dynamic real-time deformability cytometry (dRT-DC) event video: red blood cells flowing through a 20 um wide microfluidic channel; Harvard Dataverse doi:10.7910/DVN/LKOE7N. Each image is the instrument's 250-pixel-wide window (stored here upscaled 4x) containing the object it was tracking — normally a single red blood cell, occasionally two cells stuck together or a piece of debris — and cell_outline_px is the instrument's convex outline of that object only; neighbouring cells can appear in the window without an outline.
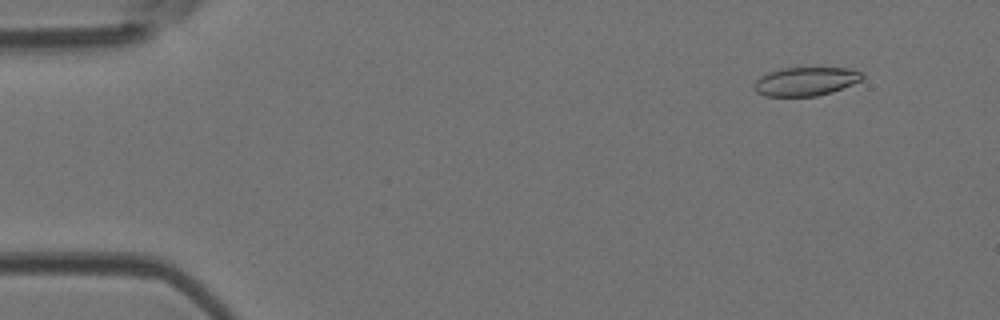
{"species": "Egyptian fruit bat (a non-hibernating species)", "species_latin": "Rousettus aegyptiacus", "temperature_condition": "room temperature", "stored_images_in_passage": 49, "camera_frame_rate_fps": 3000, "um_per_image_px": 0.085, "animal": {"sex": "female"}, "frame": {"image": 1, "passage_image": 5, "time_ms": 1.333, "image_size_px": [1000, 320], "cell_outline_px": [[864, 76], [860, 80], [852, 84], [832, 92], [816, 96], [764, 96], [756, 92], [756, 80], [760, 76], [768, 72], [780, 68], [848, 68], [860, 72]], "centroid_in_image_um": [68.47, 6.92], "position_along_channel_um": 16.5, "area_um2": 17.86}}
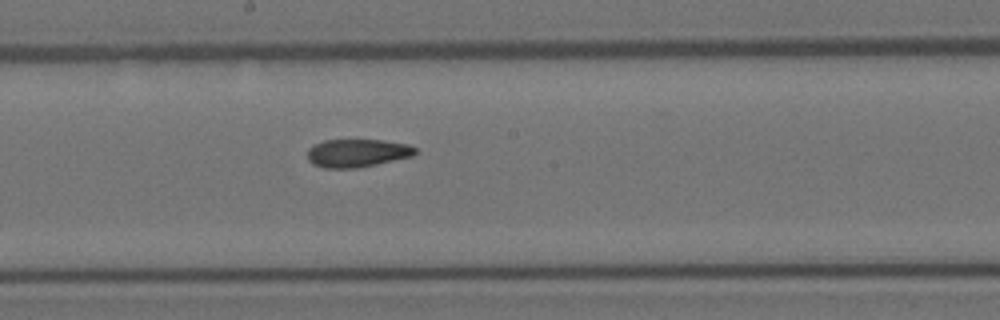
{"frame": {"image": 2, "passage_image": 27, "time_ms": 8.667, "image_size_px": [1000, 320], "cell_outline_px": [[416, 152], [412, 156], [376, 164], [356, 168], [324, 168], [312, 164], [308, 160], [308, 148], [312, 144], [324, 140], [384, 140], [408, 144], [416, 148]], "centroid_in_image_um": [30.32, 13.0], "position_along_channel_um": 217.9, "area_um2": 17.69}}
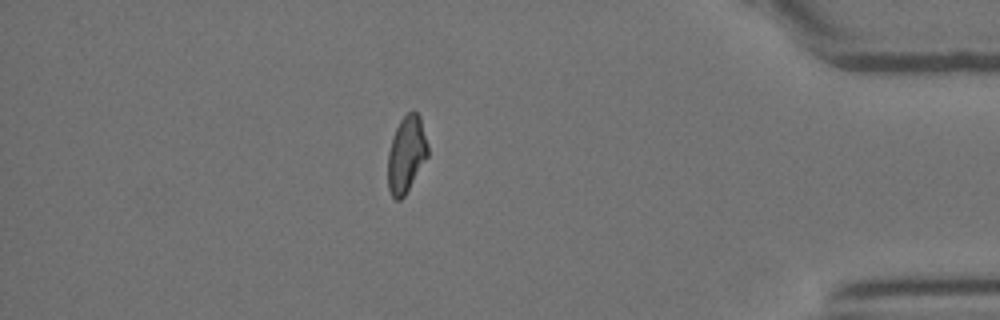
{"frame": {"image": 3, "passage_image": 43, "time_ms": 14.0, "image_size_px": [1000, 320], "cell_outline_px": [[428, 156], [404, 196], [400, 200], [396, 200], [392, 196], [388, 188], [388, 152], [396, 128], [400, 120], [412, 108], [420, 116], [428, 144]], "centroid_in_image_um": [34.55, 13.1], "position_along_channel_um": 400.7, "area_um2": 17.74}, "authors_computed_cell_mechanics": {"area_um2": 18.3226, "velocity_mm_per_s": 4.1712, "shape_relaxation_time_tau1_ms": 11.1259, "shape_relaxation_time_tau2_ms": 2.9032, "deformation_change_tau1": 0.2584, "deformation_change_tau2": 0.0944}}